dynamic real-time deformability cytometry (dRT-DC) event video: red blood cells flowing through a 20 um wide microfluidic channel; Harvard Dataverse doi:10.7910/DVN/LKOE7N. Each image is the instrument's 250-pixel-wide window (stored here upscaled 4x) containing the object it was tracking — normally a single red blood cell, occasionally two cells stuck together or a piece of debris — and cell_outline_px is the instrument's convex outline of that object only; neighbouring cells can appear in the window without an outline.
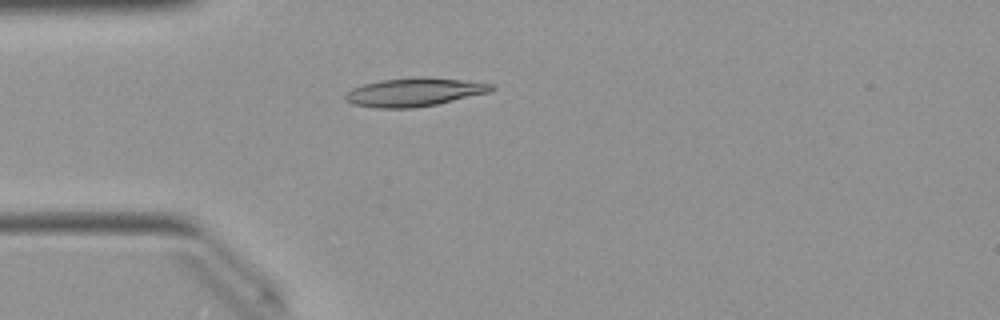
{"species": "Egyptian fruit bat (a non-hibernating species)", "species_latin": "Rousettus aegyptiacus", "temperature_condition": "warm", "stored_images_in_passage": 24, "camera_frame_rate_fps": 3000, "um_per_image_px": 0.085, "animal": {"sex": "female"}, "frame": {"image": 1, "passage_image": 13, "time_ms": 4.0, "image_size_px": [1000, 320], "cell_outline_px": [[496, 88], [488, 92], [436, 104], [416, 108], [376, 108], [352, 104], [344, 100], [344, 92], [352, 88], [364, 84], [380, 80], [420, 76], [428, 76], [496, 84]], "centroid_in_image_um": [35.17, 7.82], "position_along_channel_um": 49.8, "area_um2": 24.45}}
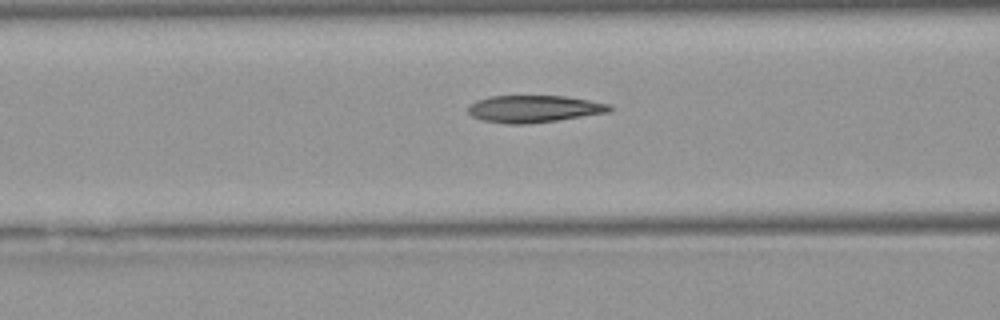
{"frame": {"image": 2, "passage_image": 19, "time_ms": 6.0, "image_size_px": [1000, 320], "cell_outline_px": [[612, 108], [608, 112], [556, 120], [528, 124], [508, 124], [480, 120], [472, 116], [468, 112], [468, 104], [476, 100], [488, 96], [564, 96], [612, 104]], "centroid_in_image_um": [45.33, 9.25], "position_along_channel_um": 121.3, "area_um2": 22.37}}
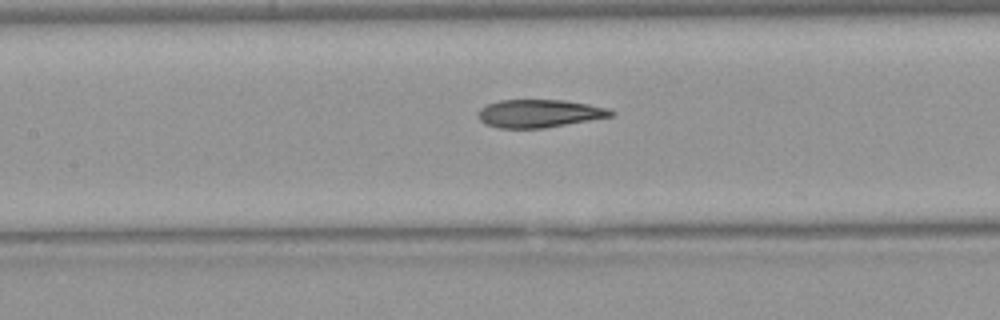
{"frame": {"image": 3, "passage_image": 22, "time_ms": 7.0, "image_size_px": [1000, 320], "cell_outline_px": [[616, 112], [612, 116], [544, 128], [496, 128], [484, 124], [476, 116], [476, 112], [480, 108], [488, 104], [500, 100], [564, 100], [588, 104], [608, 108]], "centroid_in_image_um": [45.78, 9.65], "position_along_channel_um": 161.6, "area_um2": 21.73}}